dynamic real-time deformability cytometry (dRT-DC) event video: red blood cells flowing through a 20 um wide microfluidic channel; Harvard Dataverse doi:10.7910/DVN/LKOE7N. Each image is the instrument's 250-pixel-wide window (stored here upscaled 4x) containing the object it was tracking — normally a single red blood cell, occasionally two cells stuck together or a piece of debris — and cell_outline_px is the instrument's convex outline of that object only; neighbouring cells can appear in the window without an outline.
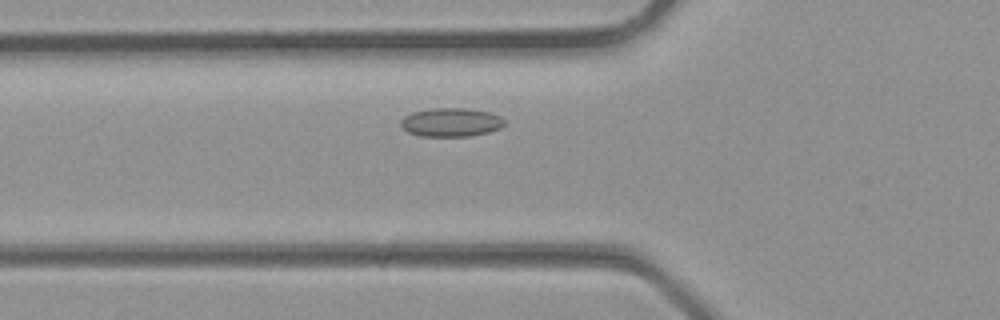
{"species": "common noctule bat (a hibernating species)", "species_latin": "Nyctalus noctula", "temperature_condition": "room temperature", "stored_images_in_passage": 29, "camera_frame_rate_fps": 3000, "um_per_image_px": 0.085, "animal": {"sex": "male", "body_mass_g": 23.1, "forearm_length_mm": 52.7}, "frame": {"image": 1, "passage_image": 6, "time_ms": 1.667, "image_size_px": [1000, 320], "cell_outline_px": [[508, 124], [500, 128], [488, 132], [468, 136], [420, 136], [408, 132], [400, 124], [400, 120], [404, 116], [412, 112], [432, 108], [468, 108], [488, 112], [500, 116]], "centroid_in_image_um": [38.35, 10.39], "position_along_channel_um": 87.5, "area_um2": 17.4}}
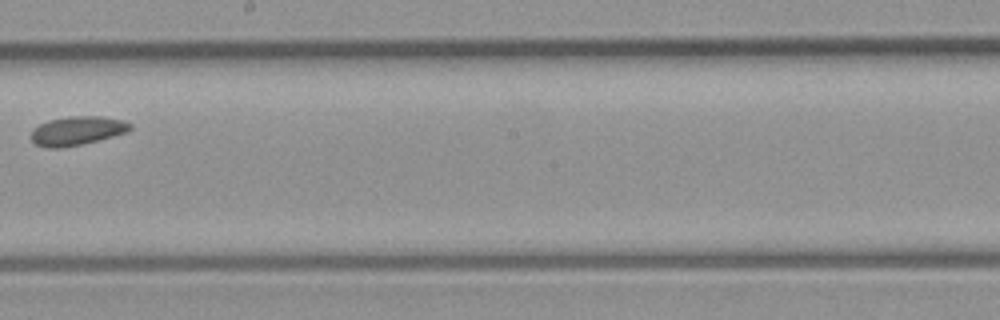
{"frame": {"image": 2, "passage_image": 14, "time_ms": 4.333, "image_size_px": [1000, 320], "cell_outline_px": [[132, 128], [128, 132], [80, 144], [60, 148], [44, 148], [36, 144], [32, 140], [32, 132], [40, 124], [48, 120], [72, 116], [100, 116], [120, 120], [132, 124]], "centroid_in_image_um": [6.56, 11.11], "position_along_channel_um": 241.6, "area_um2": 16.36}}
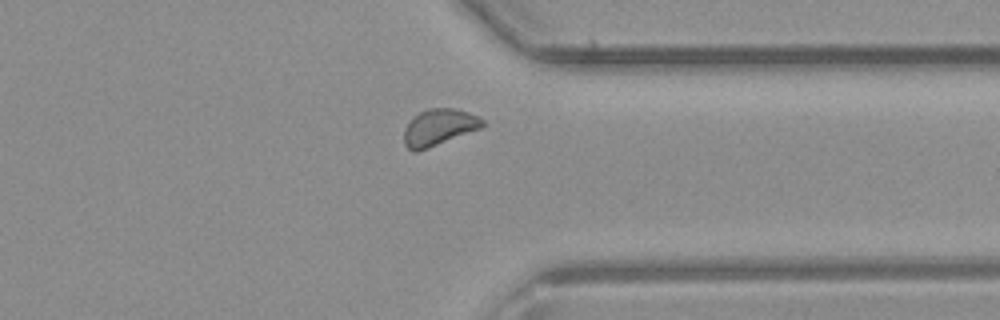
{"frame": {"image": 3, "passage_image": 21, "time_ms": 6.667, "image_size_px": [1000, 320], "cell_outline_px": [[484, 124], [480, 128], [428, 148], [416, 152], [412, 152], [404, 144], [404, 128], [412, 116], [428, 108], [456, 108], [468, 112], [484, 120]], "centroid_in_image_um": [37.26, 10.81], "position_along_channel_um": 374.1, "area_um2": 16.65}}